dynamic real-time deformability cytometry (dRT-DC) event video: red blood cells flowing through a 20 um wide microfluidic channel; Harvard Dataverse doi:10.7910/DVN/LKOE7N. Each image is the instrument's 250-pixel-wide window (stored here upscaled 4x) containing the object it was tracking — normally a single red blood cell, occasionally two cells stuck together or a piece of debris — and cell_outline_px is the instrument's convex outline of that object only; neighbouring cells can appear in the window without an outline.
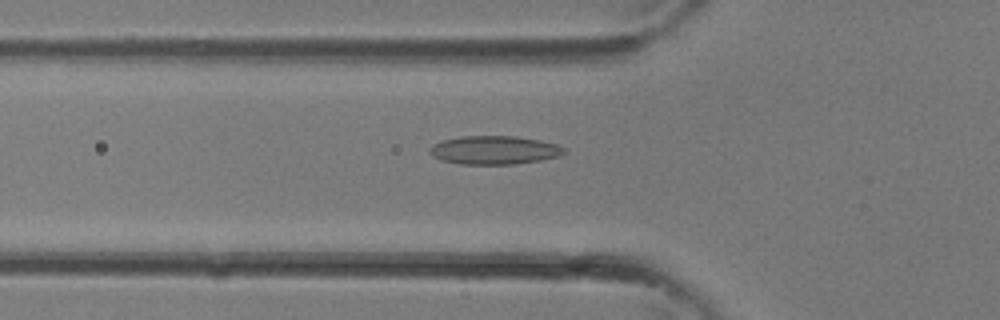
{"species": "common noctule bat (a hibernating species)", "species_latin": "Nyctalus noctula", "temperature_condition": "room temperature", "stored_images_in_passage": 25, "camera_frame_rate_fps": 3000, "um_per_image_px": 0.085, "animal": {"sex": "female"}, "frame": {"image": 1, "passage_image": 3, "time_ms": 0.667, "image_size_px": [1000, 320], "cell_outline_px": [[564, 152], [556, 156], [540, 160], [512, 164], [460, 164], [444, 160], [432, 156], [428, 152], [428, 148], [432, 144], [440, 140], [460, 136], [516, 136], [540, 140], [556, 144], [564, 148]], "centroid_in_image_um": [41.93, 12.74], "position_along_channel_um": 83.9, "area_um2": 22.25}}
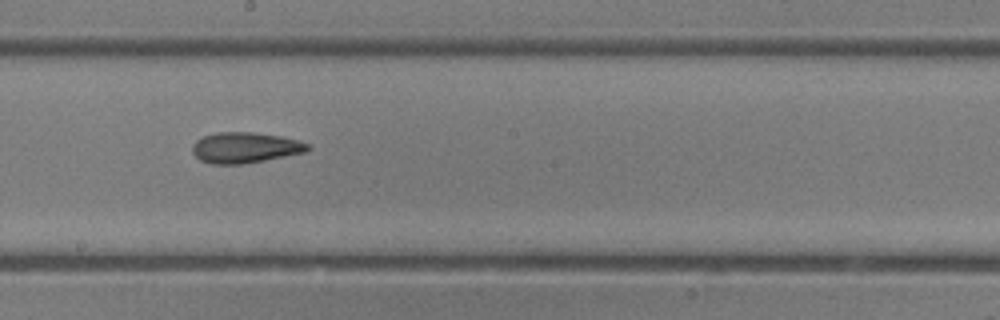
{"frame": {"image": 2, "passage_image": 10, "time_ms": 3.0, "image_size_px": [1000, 320], "cell_outline_px": [[312, 148], [308, 152], [244, 164], [212, 164], [200, 160], [192, 152], [192, 144], [196, 140], [204, 136], [216, 132], [252, 132], [280, 136], [296, 140], [308, 144]], "centroid_in_image_um": [20.83, 12.55], "position_along_channel_um": 227.4, "area_um2": 20.75}}
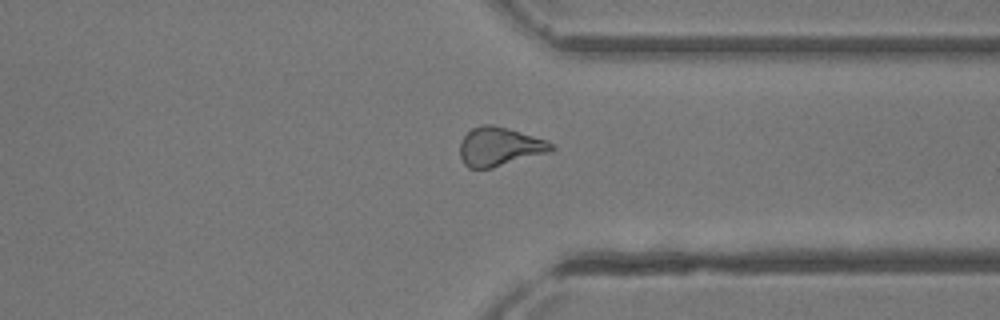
{"frame": {"image": 3, "passage_image": 17, "time_ms": 5.333, "image_size_px": [1000, 320], "cell_outline_px": [[556, 148], [552, 152], [492, 168], [468, 168], [464, 164], [460, 156], [460, 140], [472, 128], [480, 124], [492, 124], [508, 128], [548, 140]], "centroid_in_image_um": [42.48, 12.46], "position_along_channel_um": 368.9, "area_um2": 20.98}}